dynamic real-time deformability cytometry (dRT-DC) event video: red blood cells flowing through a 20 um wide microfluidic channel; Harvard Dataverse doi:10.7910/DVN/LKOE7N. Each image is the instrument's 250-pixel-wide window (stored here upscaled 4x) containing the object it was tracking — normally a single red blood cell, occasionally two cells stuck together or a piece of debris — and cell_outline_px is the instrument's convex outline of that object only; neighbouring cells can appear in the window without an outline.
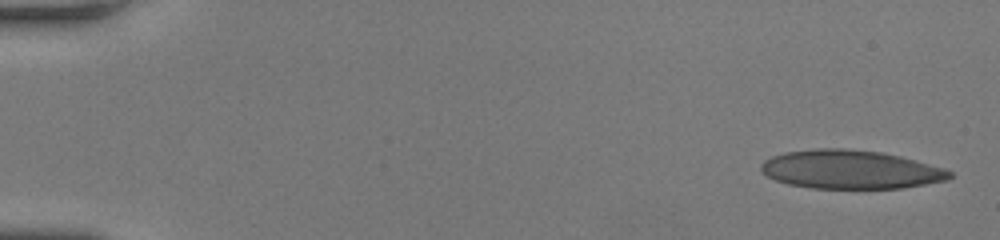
{"species": "human", "species_latin": "Homo sapiens", "temperature_condition": "room temperature", "stored_images_in_passage": 54, "camera_frame_rate_fps": 3000, "um_per_image_px": 0.085, "donor": {"sex": "female"}, "frame": {"image": 1, "passage_image": 1, "time_ms": 0.0, "image_size_px": [1000, 240], "cell_outline_px": [[952, 176], [948, 180], [900, 188], [812, 188], [788, 184], [776, 180], [768, 176], [760, 168], [760, 164], [764, 160], [772, 156], [784, 152], [816, 148], [848, 148], [880, 152], [900, 156], [944, 168], [952, 172]], "centroid_in_image_um": [72.28, 14.4], "position_along_channel_um": 12.7, "area_um2": 42.43}}
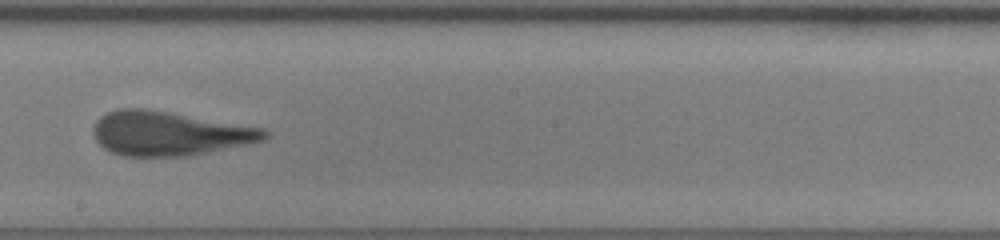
{"frame": {"image": 2, "passage_image": 31, "time_ms": 10.0, "image_size_px": [1000, 240], "cell_outline_px": [[268, 136], [264, 140], [184, 156], [124, 156], [112, 152], [104, 148], [96, 140], [92, 132], [92, 128], [96, 120], [100, 116], [116, 108], [144, 108], [264, 128], [268, 132]], "centroid_in_image_um": [14.31, 11.33], "position_along_channel_um": 233.9, "area_um2": 43.58}}
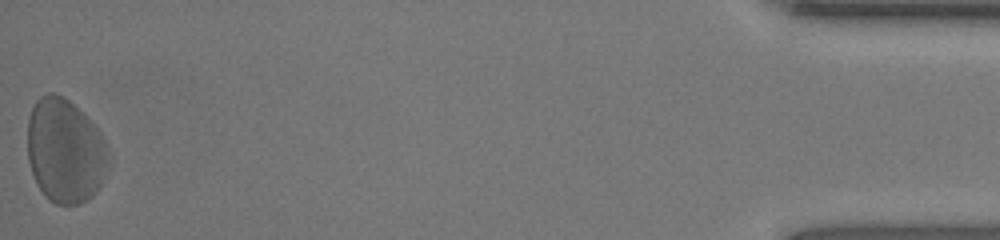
{"frame": {"image": 3, "passage_image": 54, "time_ms": 17.667, "image_size_px": [1000, 240], "cell_outline_px": [[108, 152], [104, 176], [96, 192], [92, 196], [80, 204], [56, 204], [36, 184], [28, 160], [28, 120], [32, 108], [36, 100], [40, 96], [48, 92], [52, 92], [64, 96], [100, 132]], "centroid_in_image_um": [5.5, 12.81], "position_along_channel_um": 429.7, "area_um2": 48.44}, "authors_computed_cell_mechanics": {"area_um2": 44.217, "velocity_mm_per_s": 3.743, "shape_relaxation_time_tau1_ms": 5.8276, "shape_relaxation_time_tau2_ms": 1.273, "deformation_change_tau1": 0.1481, "deformation_change_tau2": 0.0927}}